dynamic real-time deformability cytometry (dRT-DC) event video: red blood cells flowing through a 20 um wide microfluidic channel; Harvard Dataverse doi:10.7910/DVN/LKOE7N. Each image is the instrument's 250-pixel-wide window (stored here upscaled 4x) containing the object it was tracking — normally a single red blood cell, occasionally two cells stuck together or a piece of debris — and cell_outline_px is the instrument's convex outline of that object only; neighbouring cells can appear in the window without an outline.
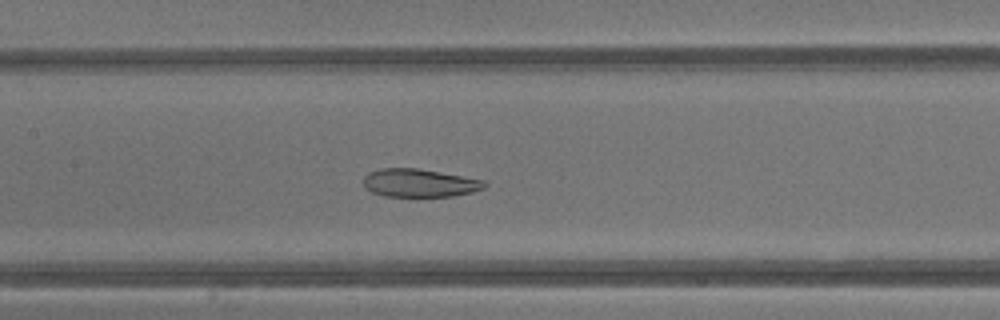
{"species": "common noctule bat (a hibernating species)", "species_latin": "Nyctalus noctula", "temperature_condition": "warm", "stored_images_in_passage": 44, "camera_frame_rate_fps": 3000, "um_per_image_px": 0.085, "animal": {"sex": "male", "body_mass_g": 13.3}, "frame": {"image": 1, "passage_image": 21, "time_ms": 6.667, "image_size_px": [1000, 320], "cell_outline_px": [[488, 184], [484, 188], [472, 192], [456, 196], [384, 196], [372, 192], [364, 188], [364, 176], [368, 172], [380, 168], [420, 168], [484, 180]], "centroid_in_image_um": [35.65, 15.54], "position_along_channel_um": 171.7, "area_um2": 20.0}}
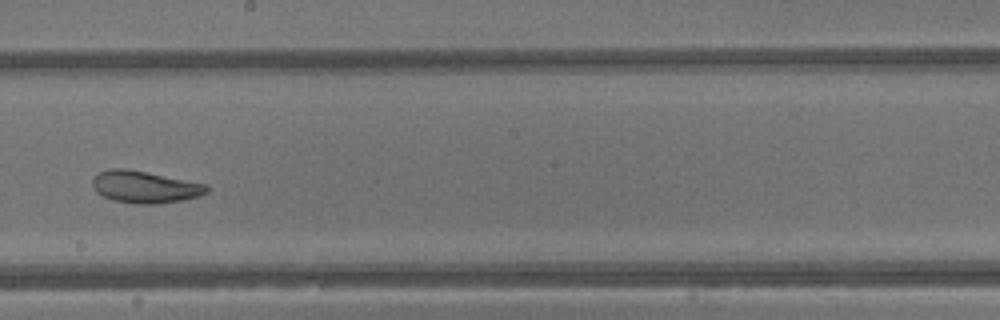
{"frame": {"image": 2, "passage_image": 25, "time_ms": 8.0, "image_size_px": [1000, 320], "cell_outline_px": [[208, 192], [200, 196], [180, 200], [156, 204], [140, 204], [112, 200], [96, 192], [92, 184], [92, 176], [108, 168], [124, 168], [208, 184]], "centroid_in_image_um": [12.29, 15.88], "position_along_channel_um": 235.9, "area_um2": 21.27}}
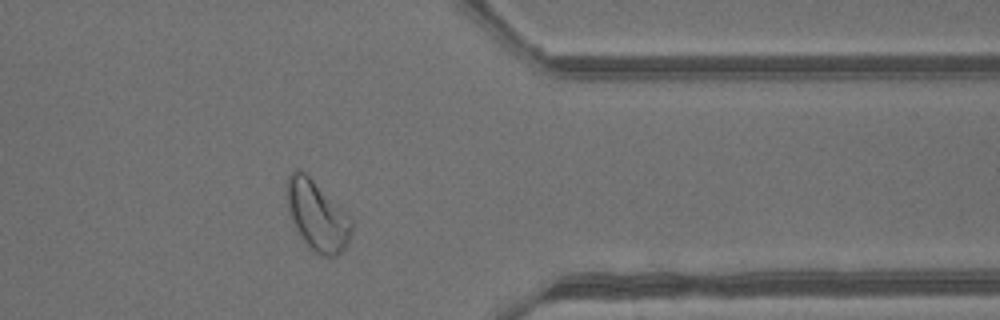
{"frame": {"image": 3, "passage_image": 35, "time_ms": 11.333, "image_size_px": [1000, 320], "cell_outline_px": [[352, 232], [344, 248], [336, 256], [324, 256], [312, 252], [308, 248], [300, 236], [288, 212], [288, 176], [296, 168], [300, 168], [348, 212], [352, 216]], "centroid_in_image_um": [26.99, 18.34], "position_along_channel_um": 384.4, "area_um2": 26.41}, "authors_computed_cell_mechanics": {"area_um2": 28.1486, "velocity_mm_per_s": 4.8435, "shape_relaxation_time_tau1_ms": null, "shape_relaxation_time_tau2_ms": 1.4842, "deformation_change_tau1": null, "deformation_change_tau2": 0.0796}}